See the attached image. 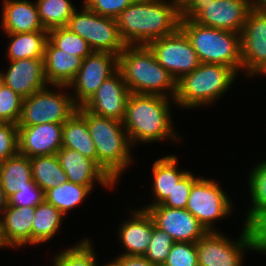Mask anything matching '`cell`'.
Returning a JSON list of instances; mask_svg holds the SVG:
<instances>
[{
	"label": "cell",
	"instance_id": "cell-29",
	"mask_svg": "<svg viewBox=\"0 0 266 266\" xmlns=\"http://www.w3.org/2000/svg\"><path fill=\"white\" fill-rule=\"evenodd\" d=\"M30 164L33 181L44 193L68 181L56 154L30 158Z\"/></svg>",
	"mask_w": 266,
	"mask_h": 266
},
{
	"label": "cell",
	"instance_id": "cell-47",
	"mask_svg": "<svg viewBox=\"0 0 266 266\" xmlns=\"http://www.w3.org/2000/svg\"><path fill=\"white\" fill-rule=\"evenodd\" d=\"M104 266H122L121 263L115 258L113 261L110 263L104 265Z\"/></svg>",
	"mask_w": 266,
	"mask_h": 266
},
{
	"label": "cell",
	"instance_id": "cell-39",
	"mask_svg": "<svg viewBox=\"0 0 266 266\" xmlns=\"http://www.w3.org/2000/svg\"><path fill=\"white\" fill-rule=\"evenodd\" d=\"M190 171L178 181L167 199L161 204L170 208L185 209L192 185L198 180Z\"/></svg>",
	"mask_w": 266,
	"mask_h": 266
},
{
	"label": "cell",
	"instance_id": "cell-4",
	"mask_svg": "<svg viewBox=\"0 0 266 266\" xmlns=\"http://www.w3.org/2000/svg\"><path fill=\"white\" fill-rule=\"evenodd\" d=\"M77 111L86 119L97 151V165L117 184L133 162L132 145L122 121L97 116L82 106Z\"/></svg>",
	"mask_w": 266,
	"mask_h": 266
},
{
	"label": "cell",
	"instance_id": "cell-12",
	"mask_svg": "<svg viewBox=\"0 0 266 266\" xmlns=\"http://www.w3.org/2000/svg\"><path fill=\"white\" fill-rule=\"evenodd\" d=\"M241 232L235 242L220 232H207L196 242L198 266H242L244 251L251 245L245 225Z\"/></svg>",
	"mask_w": 266,
	"mask_h": 266
},
{
	"label": "cell",
	"instance_id": "cell-44",
	"mask_svg": "<svg viewBox=\"0 0 266 266\" xmlns=\"http://www.w3.org/2000/svg\"><path fill=\"white\" fill-rule=\"evenodd\" d=\"M7 206H8V198L6 197L5 192L0 183V215L1 216Z\"/></svg>",
	"mask_w": 266,
	"mask_h": 266
},
{
	"label": "cell",
	"instance_id": "cell-14",
	"mask_svg": "<svg viewBox=\"0 0 266 266\" xmlns=\"http://www.w3.org/2000/svg\"><path fill=\"white\" fill-rule=\"evenodd\" d=\"M242 69L248 76L266 75V12L252 8L240 32Z\"/></svg>",
	"mask_w": 266,
	"mask_h": 266
},
{
	"label": "cell",
	"instance_id": "cell-6",
	"mask_svg": "<svg viewBox=\"0 0 266 266\" xmlns=\"http://www.w3.org/2000/svg\"><path fill=\"white\" fill-rule=\"evenodd\" d=\"M179 28L188 37L200 63L242 69L240 33L206 27L193 20H180Z\"/></svg>",
	"mask_w": 266,
	"mask_h": 266
},
{
	"label": "cell",
	"instance_id": "cell-30",
	"mask_svg": "<svg viewBox=\"0 0 266 266\" xmlns=\"http://www.w3.org/2000/svg\"><path fill=\"white\" fill-rule=\"evenodd\" d=\"M92 190L88 186L65 182L47 190L45 200L66 216V213L82 203Z\"/></svg>",
	"mask_w": 266,
	"mask_h": 266
},
{
	"label": "cell",
	"instance_id": "cell-36",
	"mask_svg": "<svg viewBox=\"0 0 266 266\" xmlns=\"http://www.w3.org/2000/svg\"><path fill=\"white\" fill-rule=\"evenodd\" d=\"M173 243L172 238L166 232L156 227L153 220L152 237L144 257L155 266H162L167 260Z\"/></svg>",
	"mask_w": 266,
	"mask_h": 266
},
{
	"label": "cell",
	"instance_id": "cell-46",
	"mask_svg": "<svg viewBox=\"0 0 266 266\" xmlns=\"http://www.w3.org/2000/svg\"><path fill=\"white\" fill-rule=\"evenodd\" d=\"M9 247L6 242L4 241L2 231L0 229V250L1 248Z\"/></svg>",
	"mask_w": 266,
	"mask_h": 266
},
{
	"label": "cell",
	"instance_id": "cell-40",
	"mask_svg": "<svg viewBox=\"0 0 266 266\" xmlns=\"http://www.w3.org/2000/svg\"><path fill=\"white\" fill-rule=\"evenodd\" d=\"M18 154V125L0 122V164Z\"/></svg>",
	"mask_w": 266,
	"mask_h": 266
},
{
	"label": "cell",
	"instance_id": "cell-31",
	"mask_svg": "<svg viewBox=\"0 0 266 266\" xmlns=\"http://www.w3.org/2000/svg\"><path fill=\"white\" fill-rule=\"evenodd\" d=\"M36 5L40 21L47 31L67 27L70 17L76 10L70 0H38Z\"/></svg>",
	"mask_w": 266,
	"mask_h": 266
},
{
	"label": "cell",
	"instance_id": "cell-19",
	"mask_svg": "<svg viewBox=\"0 0 266 266\" xmlns=\"http://www.w3.org/2000/svg\"><path fill=\"white\" fill-rule=\"evenodd\" d=\"M56 155L69 182L88 186L91 190L96 181L108 189L116 184L93 160L79 151L61 147Z\"/></svg>",
	"mask_w": 266,
	"mask_h": 266
},
{
	"label": "cell",
	"instance_id": "cell-21",
	"mask_svg": "<svg viewBox=\"0 0 266 266\" xmlns=\"http://www.w3.org/2000/svg\"><path fill=\"white\" fill-rule=\"evenodd\" d=\"M132 218L121 223L119 239L126 256H144L153 232V218L147 210H132Z\"/></svg>",
	"mask_w": 266,
	"mask_h": 266
},
{
	"label": "cell",
	"instance_id": "cell-8",
	"mask_svg": "<svg viewBox=\"0 0 266 266\" xmlns=\"http://www.w3.org/2000/svg\"><path fill=\"white\" fill-rule=\"evenodd\" d=\"M79 11L77 9L74 11L67 27L82 37L92 51L108 52L119 56L127 45L119 33L116 19L98 15L84 3L83 9Z\"/></svg>",
	"mask_w": 266,
	"mask_h": 266
},
{
	"label": "cell",
	"instance_id": "cell-2",
	"mask_svg": "<svg viewBox=\"0 0 266 266\" xmlns=\"http://www.w3.org/2000/svg\"><path fill=\"white\" fill-rule=\"evenodd\" d=\"M171 98L153 94L131 93L122 124L131 145L171 139L179 141L171 120Z\"/></svg>",
	"mask_w": 266,
	"mask_h": 266
},
{
	"label": "cell",
	"instance_id": "cell-28",
	"mask_svg": "<svg viewBox=\"0 0 266 266\" xmlns=\"http://www.w3.org/2000/svg\"><path fill=\"white\" fill-rule=\"evenodd\" d=\"M63 217L57 208L45 199L35 206V214L32 223V245L48 242L61 228Z\"/></svg>",
	"mask_w": 266,
	"mask_h": 266
},
{
	"label": "cell",
	"instance_id": "cell-11",
	"mask_svg": "<svg viewBox=\"0 0 266 266\" xmlns=\"http://www.w3.org/2000/svg\"><path fill=\"white\" fill-rule=\"evenodd\" d=\"M147 46L176 81L200 65L196 51L180 28L171 35L152 40Z\"/></svg>",
	"mask_w": 266,
	"mask_h": 266
},
{
	"label": "cell",
	"instance_id": "cell-27",
	"mask_svg": "<svg viewBox=\"0 0 266 266\" xmlns=\"http://www.w3.org/2000/svg\"><path fill=\"white\" fill-rule=\"evenodd\" d=\"M6 34L11 39L7 48L9 61L28 58H44L48 31Z\"/></svg>",
	"mask_w": 266,
	"mask_h": 266
},
{
	"label": "cell",
	"instance_id": "cell-25",
	"mask_svg": "<svg viewBox=\"0 0 266 266\" xmlns=\"http://www.w3.org/2000/svg\"><path fill=\"white\" fill-rule=\"evenodd\" d=\"M62 147L79 151L97 164V151L86 119L78 111L63 124Z\"/></svg>",
	"mask_w": 266,
	"mask_h": 266
},
{
	"label": "cell",
	"instance_id": "cell-22",
	"mask_svg": "<svg viewBox=\"0 0 266 266\" xmlns=\"http://www.w3.org/2000/svg\"><path fill=\"white\" fill-rule=\"evenodd\" d=\"M1 28L5 33L47 31L43 27L36 2L3 0Z\"/></svg>",
	"mask_w": 266,
	"mask_h": 266
},
{
	"label": "cell",
	"instance_id": "cell-24",
	"mask_svg": "<svg viewBox=\"0 0 266 266\" xmlns=\"http://www.w3.org/2000/svg\"><path fill=\"white\" fill-rule=\"evenodd\" d=\"M178 159L175 155H169L156 160L152 166L154 201L145 207L162 204L170 195L175 185L189 171L177 170Z\"/></svg>",
	"mask_w": 266,
	"mask_h": 266
},
{
	"label": "cell",
	"instance_id": "cell-16",
	"mask_svg": "<svg viewBox=\"0 0 266 266\" xmlns=\"http://www.w3.org/2000/svg\"><path fill=\"white\" fill-rule=\"evenodd\" d=\"M130 94L121 73L117 71L99 86L82 107L97 116L122 121Z\"/></svg>",
	"mask_w": 266,
	"mask_h": 266
},
{
	"label": "cell",
	"instance_id": "cell-48",
	"mask_svg": "<svg viewBox=\"0 0 266 266\" xmlns=\"http://www.w3.org/2000/svg\"><path fill=\"white\" fill-rule=\"evenodd\" d=\"M54 262V265L53 266H57V264H56V258L54 257V260H53Z\"/></svg>",
	"mask_w": 266,
	"mask_h": 266
},
{
	"label": "cell",
	"instance_id": "cell-15",
	"mask_svg": "<svg viewBox=\"0 0 266 266\" xmlns=\"http://www.w3.org/2000/svg\"><path fill=\"white\" fill-rule=\"evenodd\" d=\"M141 209L147 210L155 226L166 232L174 242L196 243L207 233L186 208H170L160 204Z\"/></svg>",
	"mask_w": 266,
	"mask_h": 266
},
{
	"label": "cell",
	"instance_id": "cell-32",
	"mask_svg": "<svg viewBox=\"0 0 266 266\" xmlns=\"http://www.w3.org/2000/svg\"><path fill=\"white\" fill-rule=\"evenodd\" d=\"M48 39L59 49L84 59L93 51L88 43L68 27H58L48 31Z\"/></svg>",
	"mask_w": 266,
	"mask_h": 266
},
{
	"label": "cell",
	"instance_id": "cell-37",
	"mask_svg": "<svg viewBox=\"0 0 266 266\" xmlns=\"http://www.w3.org/2000/svg\"><path fill=\"white\" fill-rule=\"evenodd\" d=\"M23 98L3 82L0 83V122L17 125Z\"/></svg>",
	"mask_w": 266,
	"mask_h": 266
},
{
	"label": "cell",
	"instance_id": "cell-33",
	"mask_svg": "<svg viewBox=\"0 0 266 266\" xmlns=\"http://www.w3.org/2000/svg\"><path fill=\"white\" fill-rule=\"evenodd\" d=\"M87 238L73 247L57 253V266H97L94 249Z\"/></svg>",
	"mask_w": 266,
	"mask_h": 266
},
{
	"label": "cell",
	"instance_id": "cell-5",
	"mask_svg": "<svg viewBox=\"0 0 266 266\" xmlns=\"http://www.w3.org/2000/svg\"><path fill=\"white\" fill-rule=\"evenodd\" d=\"M236 75L231 67L200 63L191 73L176 81L174 103L183 108L211 104L230 89Z\"/></svg>",
	"mask_w": 266,
	"mask_h": 266
},
{
	"label": "cell",
	"instance_id": "cell-17",
	"mask_svg": "<svg viewBox=\"0 0 266 266\" xmlns=\"http://www.w3.org/2000/svg\"><path fill=\"white\" fill-rule=\"evenodd\" d=\"M6 73L0 71L2 82L23 99L48 86L43 58L9 61Z\"/></svg>",
	"mask_w": 266,
	"mask_h": 266
},
{
	"label": "cell",
	"instance_id": "cell-10",
	"mask_svg": "<svg viewBox=\"0 0 266 266\" xmlns=\"http://www.w3.org/2000/svg\"><path fill=\"white\" fill-rule=\"evenodd\" d=\"M186 209L210 232L215 231L214 221L230 215L233 208L219 183L202 177L192 185Z\"/></svg>",
	"mask_w": 266,
	"mask_h": 266
},
{
	"label": "cell",
	"instance_id": "cell-41",
	"mask_svg": "<svg viewBox=\"0 0 266 266\" xmlns=\"http://www.w3.org/2000/svg\"><path fill=\"white\" fill-rule=\"evenodd\" d=\"M44 199V192L36 183H27V187H23L8 198V205L35 207Z\"/></svg>",
	"mask_w": 266,
	"mask_h": 266
},
{
	"label": "cell",
	"instance_id": "cell-43",
	"mask_svg": "<svg viewBox=\"0 0 266 266\" xmlns=\"http://www.w3.org/2000/svg\"><path fill=\"white\" fill-rule=\"evenodd\" d=\"M122 266H155L144 256L120 255L116 258Z\"/></svg>",
	"mask_w": 266,
	"mask_h": 266
},
{
	"label": "cell",
	"instance_id": "cell-26",
	"mask_svg": "<svg viewBox=\"0 0 266 266\" xmlns=\"http://www.w3.org/2000/svg\"><path fill=\"white\" fill-rule=\"evenodd\" d=\"M0 183L7 198L27 187V183H35L30 158L18 153L1 163Z\"/></svg>",
	"mask_w": 266,
	"mask_h": 266
},
{
	"label": "cell",
	"instance_id": "cell-38",
	"mask_svg": "<svg viewBox=\"0 0 266 266\" xmlns=\"http://www.w3.org/2000/svg\"><path fill=\"white\" fill-rule=\"evenodd\" d=\"M162 266H198L196 243L174 242Z\"/></svg>",
	"mask_w": 266,
	"mask_h": 266
},
{
	"label": "cell",
	"instance_id": "cell-35",
	"mask_svg": "<svg viewBox=\"0 0 266 266\" xmlns=\"http://www.w3.org/2000/svg\"><path fill=\"white\" fill-rule=\"evenodd\" d=\"M245 227L250 239L251 251L266 254V209L247 213Z\"/></svg>",
	"mask_w": 266,
	"mask_h": 266
},
{
	"label": "cell",
	"instance_id": "cell-7",
	"mask_svg": "<svg viewBox=\"0 0 266 266\" xmlns=\"http://www.w3.org/2000/svg\"><path fill=\"white\" fill-rule=\"evenodd\" d=\"M252 0H179L180 20L240 33Z\"/></svg>",
	"mask_w": 266,
	"mask_h": 266
},
{
	"label": "cell",
	"instance_id": "cell-23",
	"mask_svg": "<svg viewBox=\"0 0 266 266\" xmlns=\"http://www.w3.org/2000/svg\"><path fill=\"white\" fill-rule=\"evenodd\" d=\"M35 207L8 205L0 219L4 241L11 248L32 244V223Z\"/></svg>",
	"mask_w": 266,
	"mask_h": 266
},
{
	"label": "cell",
	"instance_id": "cell-20",
	"mask_svg": "<svg viewBox=\"0 0 266 266\" xmlns=\"http://www.w3.org/2000/svg\"><path fill=\"white\" fill-rule=\"evenodd\" d=\"M44 71L49 87L69 88L82 66L83 59L57 48L49 39L44 52Z\"/></svg>",
	"mask_w": 266,
	"mask_h": 266
},
{
	"label": "cell",
	"instance_id": "cell-9",
	"mask_svg": "<svg viewBox=\"0 0 266 266\" xmlns=\"http://www.w3.org/2000/svg\"><path fill=\"white\" fill-rule=\"evenodd\" d=\"M44 88L23 99L18 126L64 124L78 109L71 94Z\"/></svg>",
	"mask_w": 266,
	"mask_h": 266
},
{
	"label": "cell",
	"instance_id": "cell-42",
	"mask_svg": "<svg viewBox=\"0 0 266 266\" xmlns=\"http://www.w3.org/2000/svg\"><path fill=\"white\" fill-rule=\"evenodd\" d=\"M84 4L103 17L116 19L135 0H84Z\"/></svg>",
	"mask_w": 266,
	"mask_h": 266
},
{
	"label": "cell",
	"instance_id": "cell-45",
	"mask_svg": "<svg viewBox=\"0 0 266 266\" xmlns=\"http://www.w3.org/2000/svg\"><path fill=\"white\" fill-rule=\"evenodd\" d=\"M252 7L266 12V0H252Z\"/></svg>",
	"mask_w": 266,
	"mask_h": 266
},
{
	"label": "cell",
	"instance_id": "cell-13",
	"mask_svg": "<svg viewBox=\"0 0 266 266\" xmlns=\"http://www.w3.org/2000/svg\"><path fill=\"white\" fill-rule=\"evenodd\" d=\"M118 71V56L108 52L93 51L85 57L82 66L68 87L75 90L73 100L83 106L98 90L99 86Z\"/></svg>",
	"mask_w": 266,
	"mask_h": 266
},
{
	"label": "cell",
	"instance_id": "cell-1",
	"mask_svg": "<svg viewBox=\"0 0 266 266\" xmlns=\"http://www.w3.org/2000/svg\"><path fill=\"white\" fill-rule=\"evenodd\" d=\"M116 23L127 46L148 45L179 28V0H135L116 18Z\"/></svg>",
	"mask_w": 266,
	"mask_h": 266
},
{
	"label": "cell",
	"instance_id": "cell-3",
	"mask_svg": "<svg viewBox=\"0 0 266 266\" xmlns=\"http://www.w3.org/2000/svg\"><path fill=\"white\" fill-rule=\"evenodd\" d=\"M118 71L131 93L168 98L172 95L174 101L176 80L158 63L147 45L126 46L118 56Z\"/></svg>",
	"mask_w": 266,
	"mask_h": 266
},
{
	"label": "cell",
	"instance_id": "cell-18",
	"mask_svg": "<svg viewBox=\"0 0 266 266\" xmlns=\"http://www.w3.org/2000/svg\"><path fill=\"white\" fill-rule=\"evenodd\" d=\"M63 124L18 126V153L29 158L54 155L62 147Z\"/></svg>",
	"mask_w": 266,
	"mask_h": 266
},
{
	"label": "cell",
	"instance_id": "cell-34",
	"mask_svg": "<svg viewBox=\"0 0 266 266\" xmlns=\"http://www.w3.org/2000/svg\"><path fill=\"white\" fill-rule=\"evenodd\" d=\"M253 168L248 178L252 205L247 213L266 209V161L260 162Z\"/></svg>",
	"mask_w": 266,
	"mask_h": 266
}]
</instances>
